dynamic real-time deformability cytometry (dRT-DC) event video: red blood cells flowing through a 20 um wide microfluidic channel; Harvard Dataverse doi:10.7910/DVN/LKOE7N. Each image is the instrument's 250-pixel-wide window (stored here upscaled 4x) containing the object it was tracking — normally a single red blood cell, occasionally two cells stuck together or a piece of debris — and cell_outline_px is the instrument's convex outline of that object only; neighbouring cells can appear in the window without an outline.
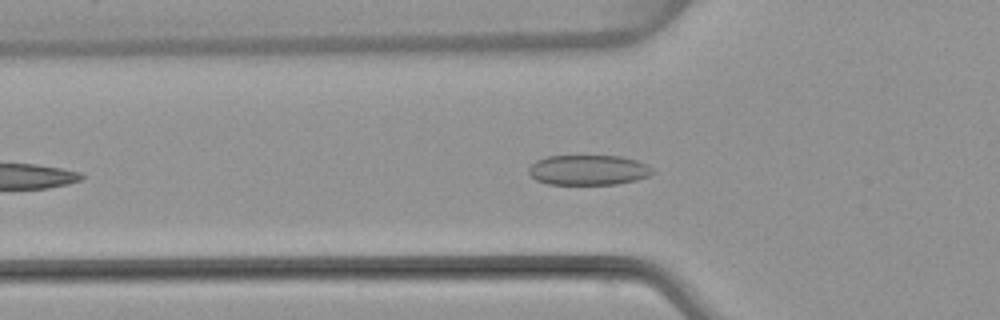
{"species": "common noctule bat (a hibernating species)", "species_latin": "Nyctalus noctula", "temperature_condition": "warm", "stored_images_in_passage": 29, "camera_frame_rate_fps": 3000, "um_per_image_px": 0.085, "animal": {"sex": "female", "body_mass_g": 22.7, "forearm_length_mm": 54.2}, "frame": {"image": 1, "passage_image": 6, "time_ms": 1.667, "image_size_px": [1000, 320], "cell_outline_px": [[656, 172], [648, 176], [636, 180], [616, 184], [548, 184], [536, 180], [528, 172], [528, 168], [536, 160], [548, 156], [620, 156], [636, 160], [648, 164]], "centroid_in_image_um": [50.03, 14.45], "position_along_channel_um": 75.8, "area_um2": 21.79}}
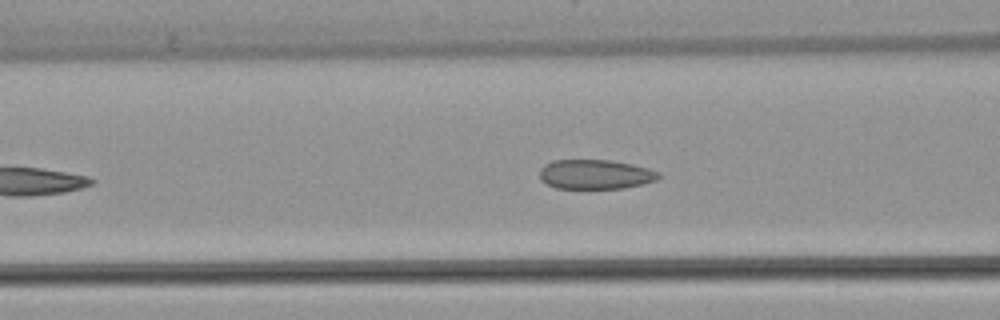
{"frame": {"image": 2, "passage_image": 9, "time_ms": 2.667, "image_size_px": [1000, 320], "cell_outline_px": [[660, 176], [656, 180], [624, 188], [556, 188], [540, 180], [540, 168], [544, 164], [552, 160], [608, 160], [632, 164], [648, 168], [660, 172]], "centroid_in_image_um": [50.58, 14.81], "position_along_channel_um": 116.0, "area_um2": 20.4}}
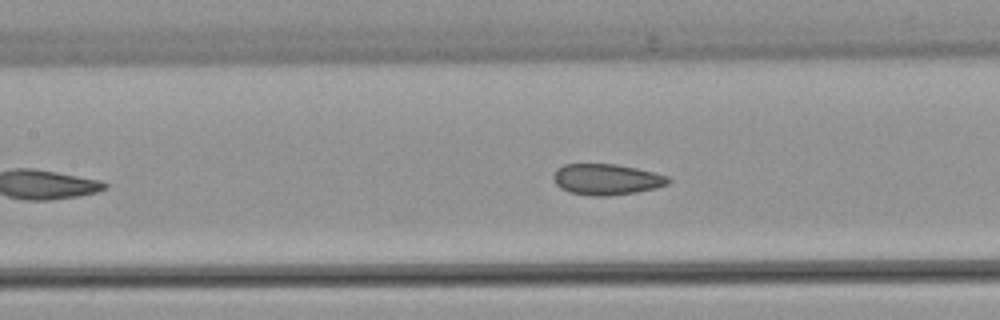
{"frame": {"image": 3, "passage_image": 12, "time_ms": 3.667, "image_size_px": [1000, 320], "cell_outline_px": [[672, 180], [668, 184], [656, 188], [636, 192], [608, 196], [592, 196], [568, 192], [560, 188], [556, 184], [552, 176], [556, 168], [564, 164], [616, 164], [636, 168], [668, 176]], "centroid_in_image_um": [51.53, 15.25], "position_along_channel_um": 155.9, "area_um2": 20.87}, "authors_computed_cell_mechanics": {"area_um2": 20.6924, "velocity_mm_per_s": 3.994, "shape_relaxation_time_tau1_ms": null, "shape_relaxation_time_tau2_ms": 1.3908, "deformation_change_tau1": null, "deformation_change_tau2": 0.0868}}